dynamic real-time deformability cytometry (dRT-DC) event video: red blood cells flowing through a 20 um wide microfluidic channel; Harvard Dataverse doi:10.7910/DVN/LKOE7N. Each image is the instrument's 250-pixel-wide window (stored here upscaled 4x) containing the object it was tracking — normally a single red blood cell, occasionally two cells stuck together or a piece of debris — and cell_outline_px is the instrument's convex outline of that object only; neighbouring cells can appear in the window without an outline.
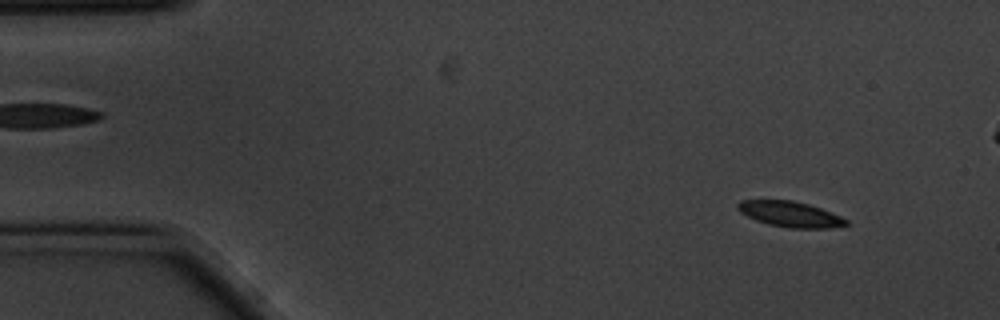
{"species": "common noctule bat (a hibernating species)", "species_latin": "Nyctalus noctula", "temperature_condition": "cold", "stored_images_in_passage": 58, "camera_frame_rate_fps": 3000, "um_per_image_px": 0.085, "animal": {"sex": "male", "body_mass_g": 20.1, "forearm_length_mm": 53.5}, "frame": {"image": 1, "passage_image": 5, "time_ms": 1.333, "image_size_px": [1000, 320], "cell_outline_px": [[852, 224], [832, 228], [788, 228], [768, 224], [756, 220], [740, 212], [736, 208], [736, 204], [740, 200], [792, 200], [808, 204], [820, 208], [840, 216], [848, 220]], "centroid_in_image_um": [67.18, 18.21], "position_along_channel_um": 17.8, "area_um2": 16.24}}
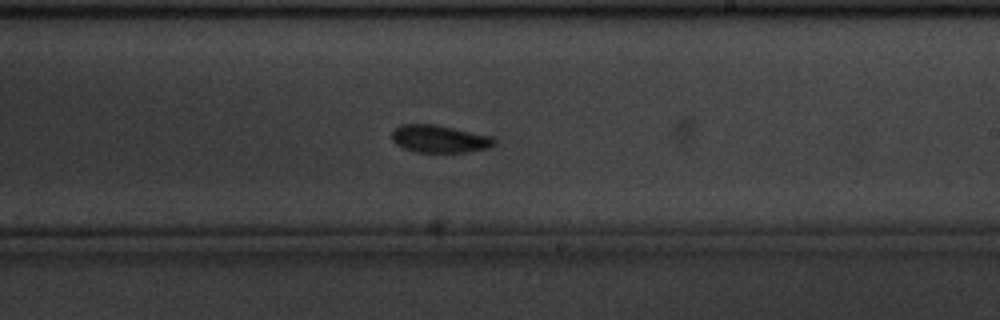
{"frame": {"image": 2, "passage_image": 33, "time_ms": 10.667, "image_size_px": [1000, 320], "cell_outline_px": [[496, 140], [488, 148], [468, 152], [416, 152], [404, 148], [396, 144], [392, 140], [392, 132], [400, 124], [436, 124], [492, 136]], "centroid_in_image_um": [37.34, 11.8], "position_along_channel_um": 251.7, "area_um2": 16.42}}
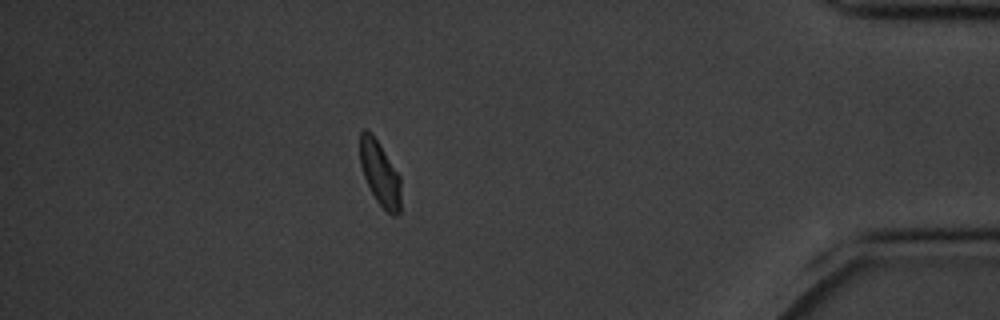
{"frame": {"image": 3, "passage_image": 50, "time_ms": 16.333, "image_size_px": [1000, 320], "cell_outline_px": [[400, 212], [396, 216], [392, 216], [376, 200], [364, 176], [360, 164], [360, 132], [364, 128], [368, 128], [372, 132], [400, 176]], "centroid_in_image_um": [32.29, 14.7], "position_along_channel_um": 402.9, "area_um2": 15.32}, "authors_computed_cell_mechanics": {"area_um2": 16.473, "velocity_mm_per_s": 3.4527, "shape_relaxation_time_tau1_ms": 2.0906, "shape_relaxation_time_tau2_ms": 3.5389, "deformation_change_tau1": 0.0833, "deformation_change_tau2": 0.0558}}